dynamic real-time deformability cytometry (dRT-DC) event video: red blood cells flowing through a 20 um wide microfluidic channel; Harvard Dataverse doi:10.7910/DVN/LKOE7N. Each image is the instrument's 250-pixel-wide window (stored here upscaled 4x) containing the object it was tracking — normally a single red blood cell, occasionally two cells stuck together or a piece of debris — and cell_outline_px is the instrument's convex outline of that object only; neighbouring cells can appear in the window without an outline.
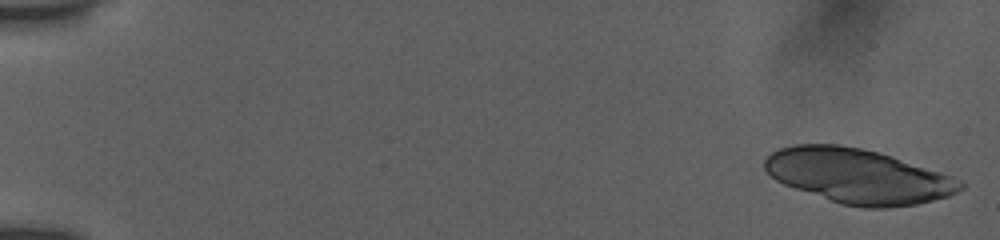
{"species": "human", "species_latin": "Homo sapiens", "temperature_condition": "room temperature", "stored_images_in_passage": 18, "camera_frame_rate_fps": 3000, "um_per_image_px": 0.085, "donor": {"sex": "female"}, "frame": {"image": 1, "passage_image": 1, "time_ms": 0.0, "image_size_px": [1000, 240], "cell_outline_px": [[964, 188], [948, 196], [916, 204], [888, 208], [864, 208], [840, 204], [784, 184], [776, 180], [764, 168], [764, 160], [772, 152], [780, 148], [796, 144], [840, 144], [860, 148], [892, 156], [940, 172], [960, 180], [964, 184]], "centroid_in_image_um": [72.92, 14.97], "position_along_channel_um": 12.1, "area_um2": 61.85}}